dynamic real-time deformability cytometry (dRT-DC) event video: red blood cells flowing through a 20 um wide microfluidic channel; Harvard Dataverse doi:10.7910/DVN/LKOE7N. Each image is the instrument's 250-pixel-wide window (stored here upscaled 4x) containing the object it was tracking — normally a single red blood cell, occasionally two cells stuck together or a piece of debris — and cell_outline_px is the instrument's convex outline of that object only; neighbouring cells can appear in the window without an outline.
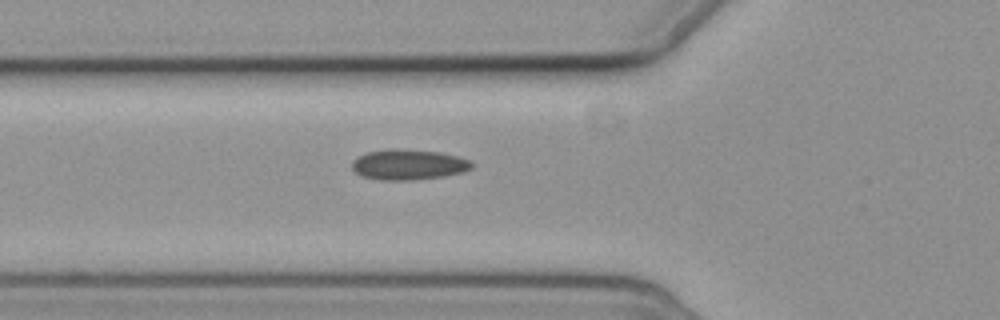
{"species": "common noctule bat (a hibernating species)", "species_latin": "Nyctalus noctula", "temperature_condition": "cold", "stored_images_in_passage": 2, "camera_frame_rate_fps": 3000, "um_per_image_px": 0.085, "animal": {"sex": "female", "body_mass_g": 19.3, "forearm_length_mm": 54.1}, "frame": {"image": 1, "passage_image": 2, "time_ms": 1.667, "image_size_px": [1000, 320], "cell_outline_px": [[472, 168], [464, 172], [444, 176], [412, 180], [380, 180], [360, 176], [352, 168], [352, 160], [368, 152], [388, 148], [396, 148], [440, 152], [460, 156], [472, 160]], "centroid_in_image_um": [34.74, 13.98], "position_along_channel_um": 91.1, "area_um2": 21.5}}